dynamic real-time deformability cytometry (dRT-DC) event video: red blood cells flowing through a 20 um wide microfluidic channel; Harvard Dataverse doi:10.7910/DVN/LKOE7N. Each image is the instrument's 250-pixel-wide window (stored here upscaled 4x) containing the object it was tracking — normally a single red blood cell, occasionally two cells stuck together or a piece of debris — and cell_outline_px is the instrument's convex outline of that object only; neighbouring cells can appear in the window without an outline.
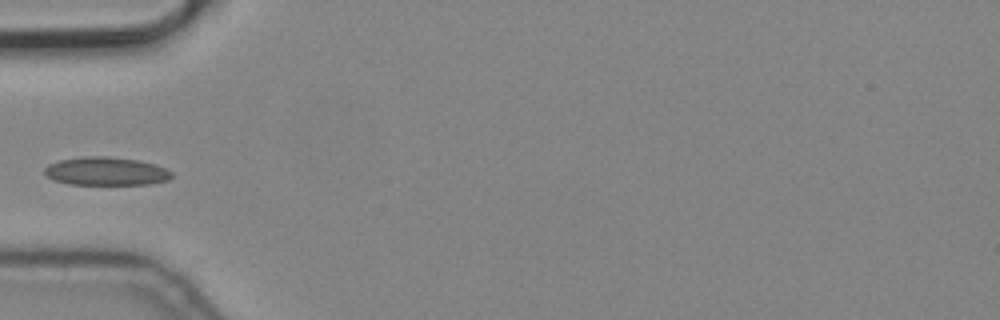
{"species": "common noctule bat (a hibernating species)", "species_latin": "Nyctalus noctula", "temperature_condition": "cold", "stored_images_in_passage": 6, "camera_frame_rate_fps": 3000, "um_per_image_px": 0.085, "animal": {"sex": "male", "body_mass_g": 19.2, "forearm_length_mm": 51.8}, "frame": {"image": 1, "passage_image": 5, "time_ms": 1.333, "image_size_px": [1000, 320], "cell_outline_px": [[172, 176], [168, 180], [148, 184], [68, 184], [52, 180], [44, 176], [44, 168], [48, 164], [60, 160], [88, 156], [108, 156], [136, 160], [152, 164], [164, 168], [172, 172]], "centroid_in_image_um": [8.95, 14.56], "position_along_channel_um": 76.1, "area_um2": 20.87}}
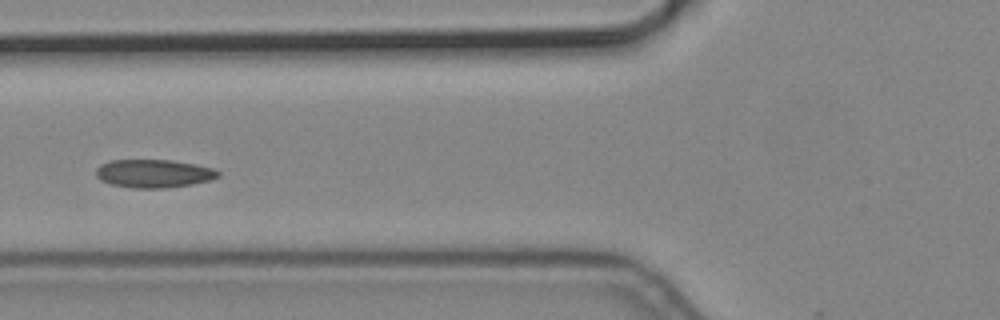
{"frame": {"image": 2, "passage_image": 6, "time_ms": 1.667, "image_size_px": [1000, 320], "cell_outline_px": [[220, 176], [212, 180], [192, 184], [164, 188], [132, 188], [112, 184], [100, 180], [96, 176], [96, 168], [100, 164], [108, 160], [172, 160], [196, 164], [212, 168], [220, 172]], "centroid_in_image_um": [13.07, 14.74], "position_along_channel_um": 112.7, "area_um2": 20.23}}